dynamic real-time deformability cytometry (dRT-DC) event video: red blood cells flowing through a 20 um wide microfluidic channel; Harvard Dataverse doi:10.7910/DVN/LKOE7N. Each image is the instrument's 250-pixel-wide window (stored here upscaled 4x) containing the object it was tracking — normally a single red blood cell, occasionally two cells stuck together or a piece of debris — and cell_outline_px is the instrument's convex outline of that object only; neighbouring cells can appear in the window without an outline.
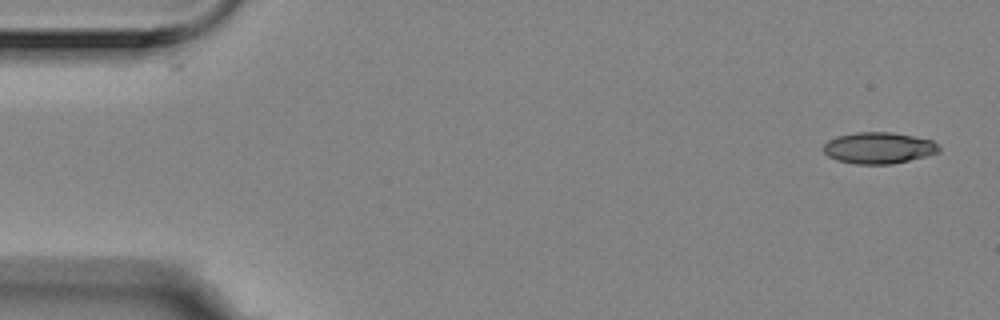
{"species": "Egyptian fruit bat (a non-hibernating species)", "species_latin": "Rousettus aegyptiacus", "temperature_condition": "room temperature", "stored_images_in_passage": 15, "camera_frame_rate_fps": 3000, "um_per_image_px": 0.085, "animal": {"sex": "female"}, "frame": {"image": 1, "passage_image": 1, "time_ms": 0.0, "image_size_px": [1000, 320], "cell_outline_px": [[940, 152], [892, 164], [856, 164], [836, 160], [828, 156], [824, 152], [824, 144], [828, 140], [836, 136], [856, 132], [892, 132], [932, 140], [940, 148]], "centroid_in_image_um": [74.66, 12.57], "position_along_channel_um": 10.3, "area_um2": 21.04}}
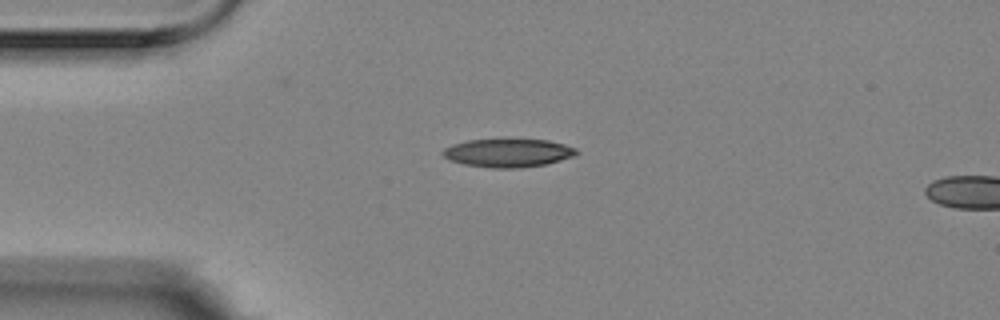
{"frame": {"image": 2, "passage_image": 12, "time_ms": 3.667, "image_size_px": [1000, 320], "cell_outline_px": [[580, 152], [576, 156], [544, 164], [520, 168], [492, 168], [464, 164], [448, 160], [440, 152], [444, 148], [452, 144], [468, 140], [548, 140], [564, 144], [576, 148]], "centroid_in_image_um": [43.18, 13.0], "position_along_channel_um": 41.8, "area_um2": 22.02}}